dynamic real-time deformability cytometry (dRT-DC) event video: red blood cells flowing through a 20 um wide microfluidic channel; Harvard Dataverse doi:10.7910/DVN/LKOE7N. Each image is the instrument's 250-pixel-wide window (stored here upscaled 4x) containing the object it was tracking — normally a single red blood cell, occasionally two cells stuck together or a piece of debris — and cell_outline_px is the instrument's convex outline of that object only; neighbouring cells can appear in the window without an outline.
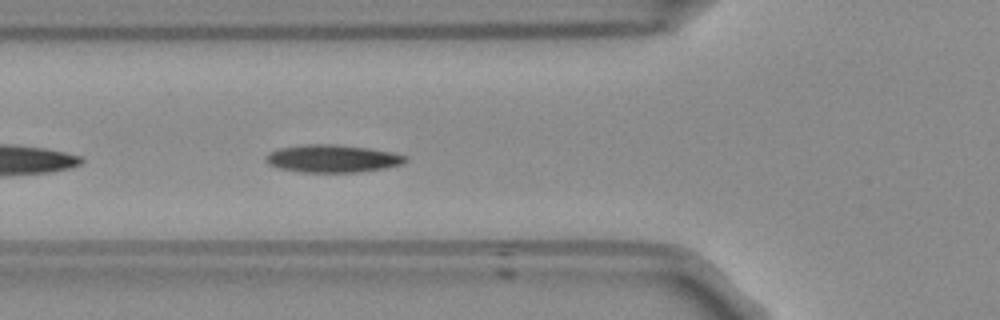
{"species": "Egyptian fruit bat (a non-hibernating species)", "species_latin": "Rousettus aegyptiacus", "temperature_condition": "room temperature", "stored_images_in_passage": 9, "camera_frame_rate_fps": 3000, "um_per_image_px": 0.085, "frame": {"image": 1, "passage_image": 3, "time_ms": 0.667, "image_size_px": [1000, 320], "cell_outline_px": [[408, 160], [400, 164], [384, 168], [356, 172], [300, 172], [280, 168], [268, 164], [264, 160], [268, 152], [280, 148], [304, 144], [332, 144], [368, 148], [392, 152], [408, 156]], "centroid_in_image_um": [28.23, 13.47], "position_along_channel_um": 97.6, "area_um2": 22.43}}